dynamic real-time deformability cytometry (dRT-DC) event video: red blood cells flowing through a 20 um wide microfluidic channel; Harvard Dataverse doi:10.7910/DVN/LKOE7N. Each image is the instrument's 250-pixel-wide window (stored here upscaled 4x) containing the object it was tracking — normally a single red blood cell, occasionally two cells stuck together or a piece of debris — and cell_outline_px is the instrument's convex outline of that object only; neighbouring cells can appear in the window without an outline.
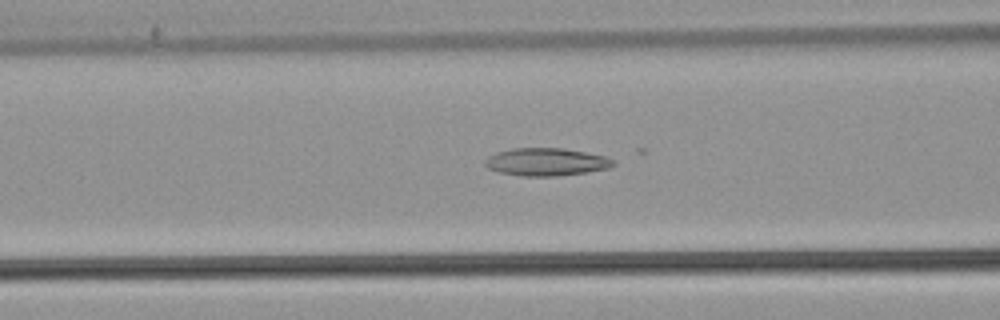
{"species": "common noctule bat (a hibernating species)", "species_latin": "Nyctalus noctula", "temperature_condition": "warm", "stored_images_in_passage": 35, "camera_frame_rate_fps": 3000, "um_per_image_px": 0.085, "animal": {"sex": "male", "body_mass_g": 21.5, "forearm_length_mm": 52.0}, "frame": {"image": 1, "passage_image": 23, "time_ms": 7.333, "image_size_px": [1000, 320], "cell_outline_px": [[616, 164], [608, 168], [588, 172], [556, 176], [520, 176], [500, 172], [488, 168], [484, 164], [484, 160], [488, 156], [496, 152], [512, 148], [564, 148], [604, 156], [616, 160]], "centroid_in_image_um": [46.42, 13.76], "position_along_channel_um": 120.2, "area_um2": 20.81}}
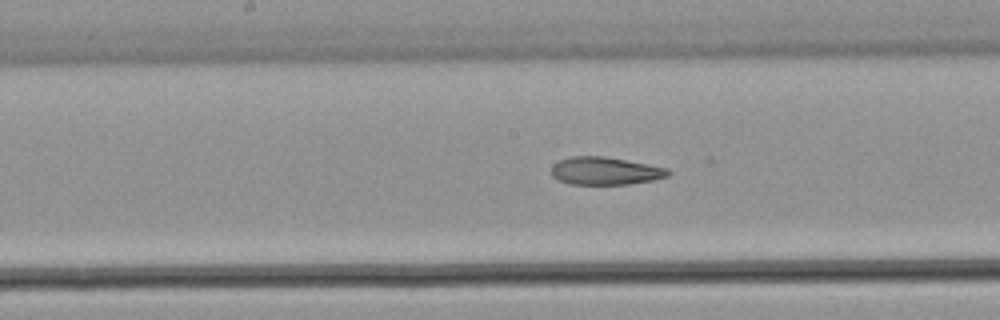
{"frame": {"image": 2, "passage_image": 29, "time_ms": 9.333, "image_size_px": [1000, 320], "cell_outline_px": [[672, 172], [668, 176], [652, 180], [628, 184], [568, 184], [552, 176], [552, 164], [560, 160], [572, 156], [604, 156], [648, 164], [668, 168]], "centroid_in_image_um": [51.45, 14.52], "position_along_channel_um": 196.8, "area_um2": 18.84}}
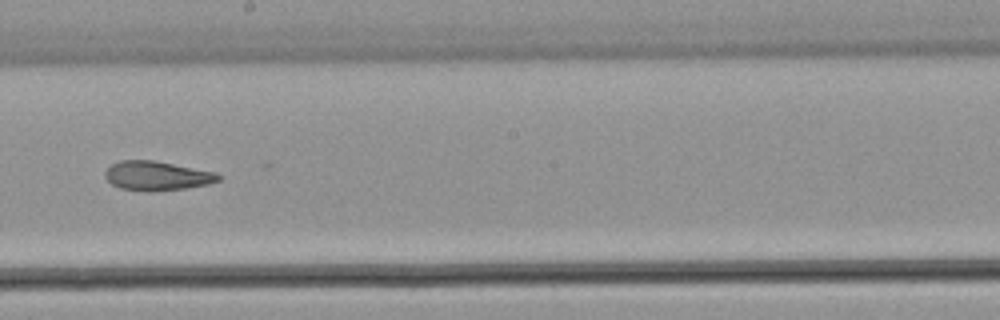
{"frame": {"image": 3, "passage_image": 32, "time_ms": 10.333, "image_size_px": [1000, 320], "cell_outline_px": [[220, 180], [208, 184], [184, 188], [152, 192], [148, 192], [120, 188], [112, 184], [104, 176], [104, 172], [112, 164], [120, 160], [152, 160], [216, 172], [220, 176]], "centroid_in_image_um": [13.32, 14.95], "position_along_channel_um": 234.9, "area_um2": 19.25}}